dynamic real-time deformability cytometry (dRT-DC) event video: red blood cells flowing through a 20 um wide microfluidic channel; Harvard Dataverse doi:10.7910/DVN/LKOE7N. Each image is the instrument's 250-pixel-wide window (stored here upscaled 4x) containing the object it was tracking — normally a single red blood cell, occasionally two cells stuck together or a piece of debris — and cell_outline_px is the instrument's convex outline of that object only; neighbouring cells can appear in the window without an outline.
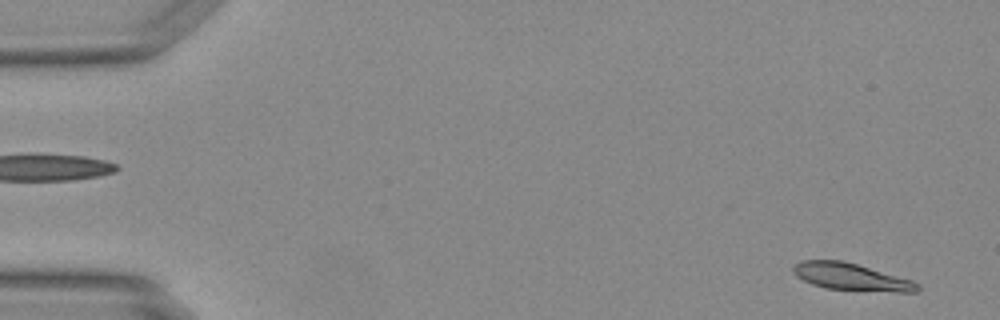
{"species": "Egyptian fruit bat (a non-hibernating species)", "species_latin": "Rousettus aegyptiacus", "temperature_condition": "warm", "stored_images_in_passage": 13, "camera_frame_rate_fps": 3000, "um_per_image_px": 0.085, "animal": {"sex": "female"}, "frame": {"image": 1, "passage_image": 2, "time_ms": 0.333, "image_size_px": [1000, 320], "cell_outline_px": [[920, 288], [916, 292], [896, 292], [824, 288], [812, 284], [796, 276], [792, 272], [792, 268], [800, 260], [844, 260], [912, 280], [920, 284]], "centroid_in_image_um": [72.35, 23.53], "position_along_channel_um": 12.7, "area_um2": 19.65}}